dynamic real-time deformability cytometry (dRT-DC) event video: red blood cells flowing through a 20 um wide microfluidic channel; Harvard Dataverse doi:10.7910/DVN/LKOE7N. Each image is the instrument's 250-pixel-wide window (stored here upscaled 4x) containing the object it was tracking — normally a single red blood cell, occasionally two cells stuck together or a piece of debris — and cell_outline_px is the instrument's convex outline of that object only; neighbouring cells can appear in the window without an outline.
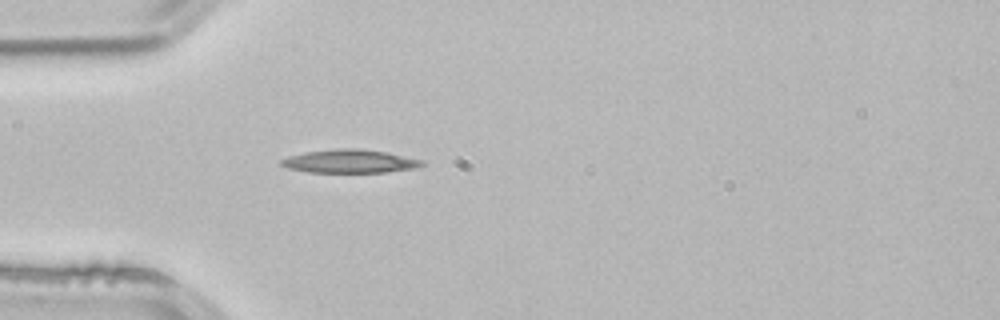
{"species": "common noctule bat (a hibernating species)", "species_latin": "Nyctalus noctula", "temperature_condition": "room temperature", "stored_images_in_passage": 1, "camera_frame_rate_fps": 3000, "um_per_image_px": 0.085, "animal": {"sex": "male", "body_mass_g": 21.5, "forearm_length_mm": 52.0}, "frame": {"image": 1, "passage_image": 1, "time_ms": 0.0, "image_size_px": [1000, 320], "cell_outline_px": [[424, 164], [416, 168], [384, 172], [308, 172], [288, 168], [280, 164], [280, 160], [288, 156], [304, 152], [336, 148], [360, 148], [388, 152], [424, 160]], "centroid_in_image_um": [29.74, 13.69], "position_along_channel_um": 55.3, "area_um2": 19.31}}